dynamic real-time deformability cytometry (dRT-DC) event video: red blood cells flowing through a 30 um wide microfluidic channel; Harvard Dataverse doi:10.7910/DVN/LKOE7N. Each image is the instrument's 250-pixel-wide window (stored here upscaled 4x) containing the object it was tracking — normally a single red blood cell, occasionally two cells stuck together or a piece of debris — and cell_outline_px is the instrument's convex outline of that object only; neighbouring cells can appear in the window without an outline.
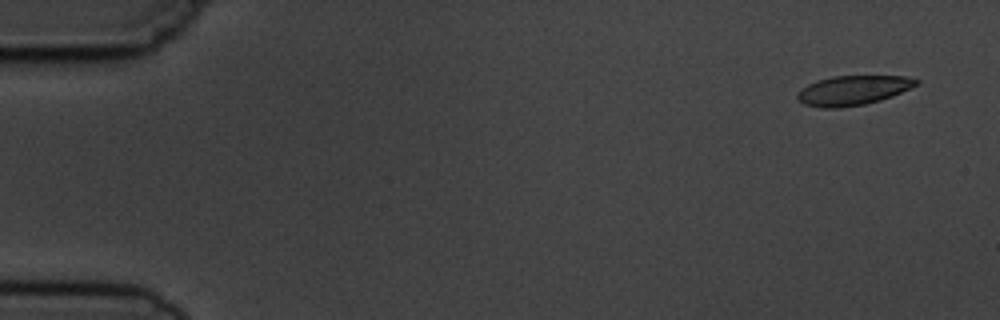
{"species": "common noctule bat (a hibernating species)", "species_latin": "Nyctalus noctula", "temperature_condition": "cold", "stored_images_in_passage": 5, "camera_frame_rate_fps": 3000, "um_per_image_px": 0.085, "animal": {"sex": "male", "body_mass_g": 19.5, "forearm_length_mm": 54.6}, "frame": {"image": 1, "passage_image": 1, "time_ms": 0.0, "image_size_px": [1000, 320], "cell_outline_px": [[920, 80], [916, 84], [892, 96], [880, 100], [864, 104], [836, 108], [824, 108], [804, 104], [796, 96], [808, 84], [816, 80], [832, 76], [904, 76]], "centroid_in_image_um": [72.48, 7.67], "position_along_channel_um": 12.5, "area_um2": 20.06}}
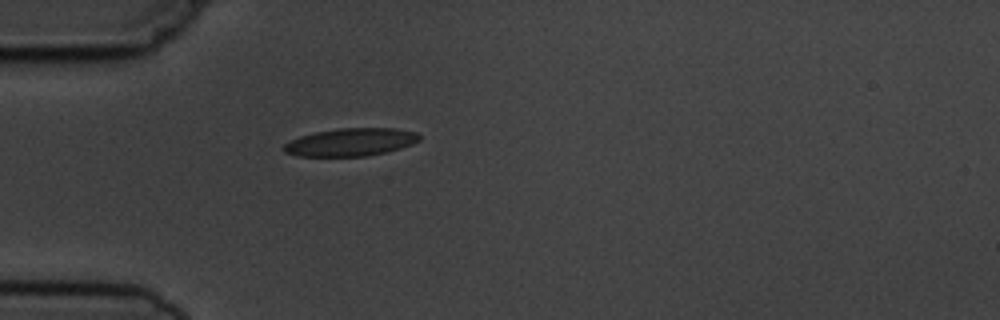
{"frame": {"image": 2, "passage_image": 5, "time_ms": 4.333, "image_size_px": [1000, 320], "cell_outline_px": [[420, 140], [412, 144], [388, 152], [368, 156], [296, 156], [284, 152], [284, 144], [300, 136], [316, 132], [340, 128], [396, 128], [416, 132], [420, 136]], "centroid_in_image_um": [29.84, 12.08], "position_along_channel_um": 55.2, "area_um2": 21.96}}